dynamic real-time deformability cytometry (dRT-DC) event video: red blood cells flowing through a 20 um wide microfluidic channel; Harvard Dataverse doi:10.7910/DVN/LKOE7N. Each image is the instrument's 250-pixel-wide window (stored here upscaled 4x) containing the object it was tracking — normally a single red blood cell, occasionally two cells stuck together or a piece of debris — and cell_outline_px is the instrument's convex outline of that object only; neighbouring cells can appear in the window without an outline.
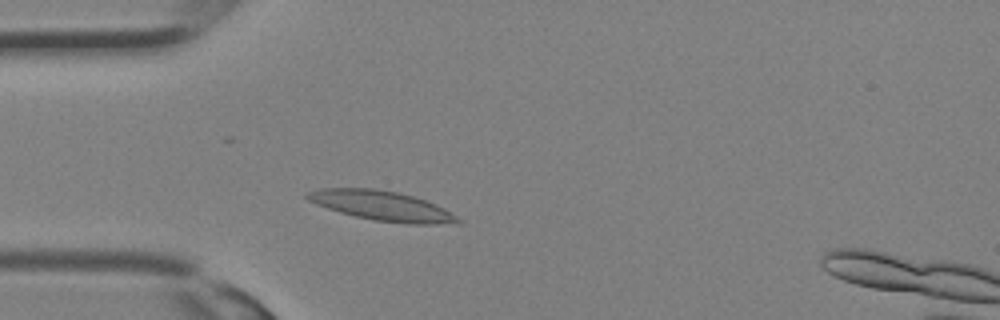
{"species": "Egyptian fruit bat (a non-hibernating species)", "species_latin": "Rousettus aegyptiacus", "temperature_condition": "room temperature", "stored_images_in_passage": 28, "segment_of_instrument_passage": [1, 2], "camera_frame_rate_fps": 3000, "um_per_image_px": 0.085, "animal": {"sex": "female"}, "frame": {"image": 1, "passage_image": 3, "time_ms": 0.667, "image_size_px": [1000, 320], "cell_outline_px": [[464, 224], [408, 224], [372, 220], [340, 212], [316, 204], [308, 200], [304, 196], [304, 192], [320, 188], [372, 188], [396, 192], [412, 196], [436, 204], [444, 208], [456, 216]], "centroid_in_image_um": [32.46, 17.5], "position_along_channel_um": 52.5, "area_um2": 26.13}}
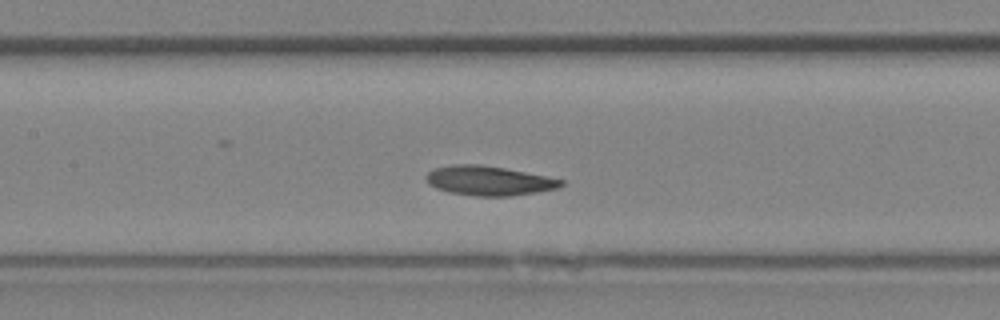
{"frame": {"image": 2, "passage_image": 9, "time_ms": 2.667, "image_size_px": [1000, 320], "cell_outline_px": [[564, 184], [556, 188], [536, 192], [508, 196], [476, 196], [448, 192], [436, 188], [428, 184], [424, 176], [428, 172], [436, 168], [452, 164], [480, 164], [504, 168], [564, 180]], "centroid_in_image_um": [41.49, 15.36], "position_along_channel_um": 165.9, "area_um2": 23.0}}
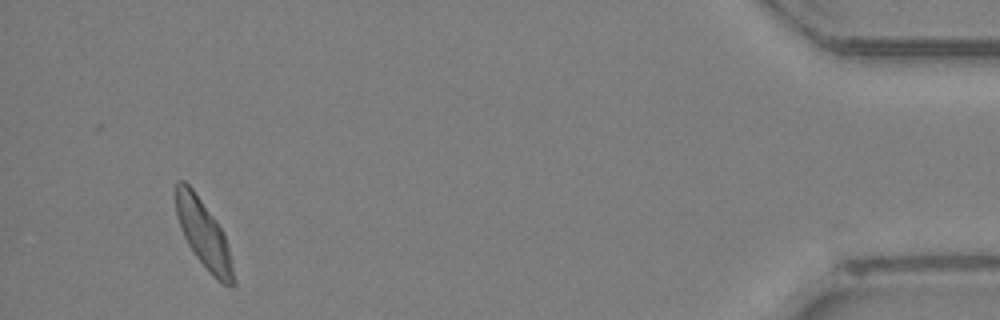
{"frame": {"image": 3, "passage_image": 25, "time_ms": 8.0, "image_size_px": [1000, 320], "cell_outline_px": [[236, 284], [224, 284], [196, 256], [188, 244], [184, 236], [176, 216], [176, 180], [184, 180], [192, 188], [216, 220], [224, 232], [232, 260], [236, 280]], "centroid_in_image_um": [17.31, 19.84], "position_along_channel_um": 417.9, "area_um2": 22.2}}